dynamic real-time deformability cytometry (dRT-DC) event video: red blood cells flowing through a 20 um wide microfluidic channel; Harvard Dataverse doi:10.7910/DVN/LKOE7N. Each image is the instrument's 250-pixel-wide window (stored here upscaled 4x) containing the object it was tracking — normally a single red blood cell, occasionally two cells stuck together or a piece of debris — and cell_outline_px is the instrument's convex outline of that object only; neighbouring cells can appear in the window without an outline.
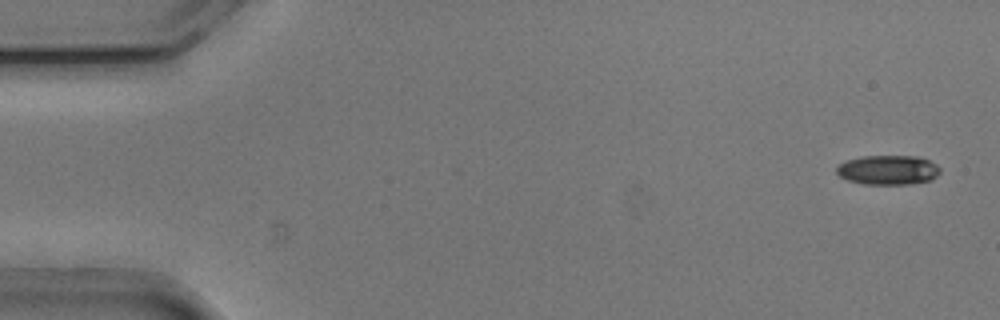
{"species": "common noctule bat (a hibernating species)", "species_latin": "Nyctalus noctula", "temperature_condition": "cold", "stored_images_in_passage": 52, "camera_frame_rate_fps": 3000, "um_per_image_px": 0.085, "animal": {"sex": "male", "body_mass_g": 20.5, "forearm_length_mm": 52.5}, "frame": {"image": 1, "passage_image": 1, "time_ms": 0.0, "image_size_px": [1000, 320], "cell_outline_px": [[940, 172], [932, 180], [912, 184], [864, 184], [848, 180], [840, 176], [836, 172], [836, 168], [844, 160], [864, 156], [920, 156], [936, 164], [940, 168]], "centroid_in_image_um": [75.5, 14.44], "position_along_channel_um": 9.5, "area_um2": 17.92}}
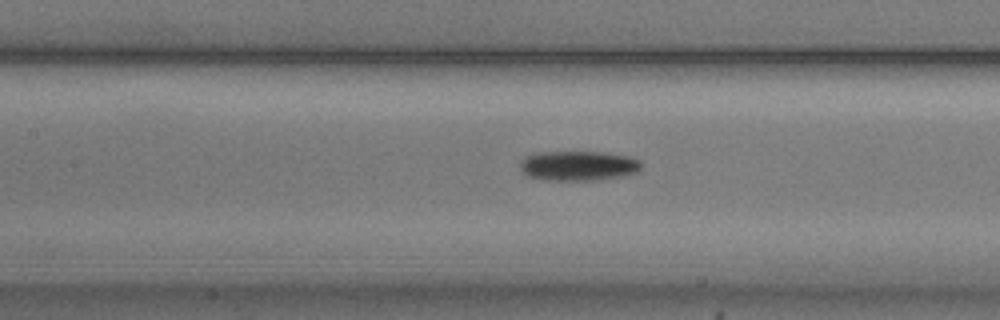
{"frame": {"image": 2, "passage_image": 23, "time_ms": 7.333, "image_size_px": [1000, 320], "cell_outline_px": [[640, 168], [636, 172], [620, 176], [600, 180], [540, 180], [528, 176], [520, 168], [520, 160], [524, 156], [536, 152], [600, 152], [628, 156], [640, 160]], "centroid_in_image_um": [49.1, 14.09], "position_along_channel_um": 158.3, "area_um2": 21.1}}
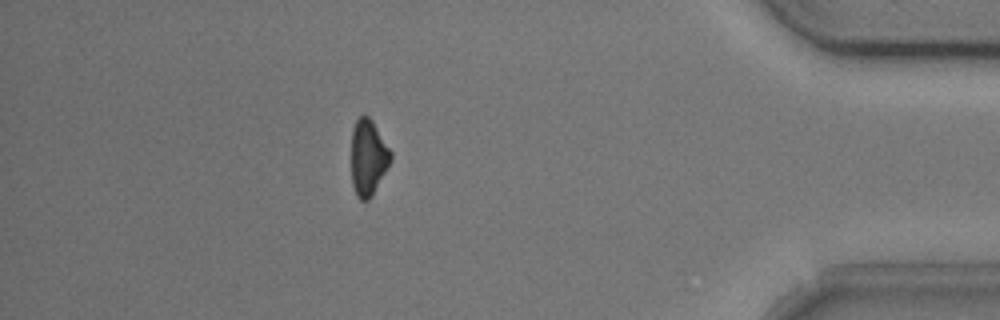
{"frame": {"image": 3, "passage_image": 46, "time_ms": 15.0, "image_size_px": [1000, 320], "cell_outline_px": [[392, 160], [372, 196], [368, 200], [360, 200], [356, 196], [352, 184], [352, 128], [356, 120], [360, 116], [368, 116], [372, 120], [392, 152]], "centroid_in_image_um": [31.3, 13.4], "position_along_channel_um": 403.9, "area_um2": 17.46}, "authors_computed_cell_mechanics": {"area_um2": 18.9295, "velocity_mm_per_s": 3.7841, "shape_relaxation_time_tau1_ms": 2.1233, "shape_relaxation_time_tau2_ms": null, "deformation_change_tau1": 0.0841, "deformation_change_tau2": null}}